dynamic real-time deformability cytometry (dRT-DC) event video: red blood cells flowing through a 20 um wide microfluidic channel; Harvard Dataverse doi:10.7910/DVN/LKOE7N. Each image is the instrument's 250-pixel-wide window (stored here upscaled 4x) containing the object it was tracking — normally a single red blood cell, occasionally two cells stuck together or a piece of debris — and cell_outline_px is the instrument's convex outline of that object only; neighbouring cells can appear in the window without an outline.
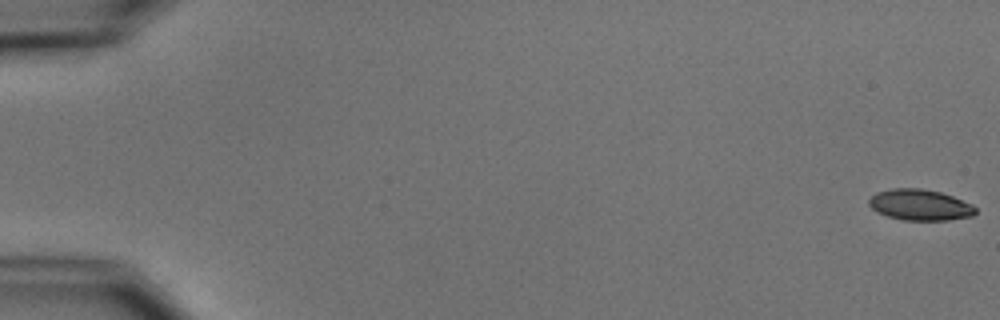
{"species": "common noctule bat (a hibernating species)", "species_latin": "Nyctalus noctula", "temperature_condition": "cold", "stored_images_in_passage": 8, "camera_frame_rate_fps": 3000, "um_per_image_px": 0.085, "animal": {"sex": "male", "body_mass_g": 15.6}, "frame": {"image": 1, "passage_image": 1, "time_ms": 0.0, "image_size_px": [1000, 320], "cell_outline_px": [[976, 212], [972, 216], [948, 220], [904, 220], [888, 216], [876, 212], [868, 204], [868, 200], [876, 192], [892, 188], [920, 188], [940, 192], [952, 196], [972, 204], [976, 208]], "centroid_in_image_um": [78.18, 17.41], "position_along_channel_um": 6.8, "area_um2": 19.25}}
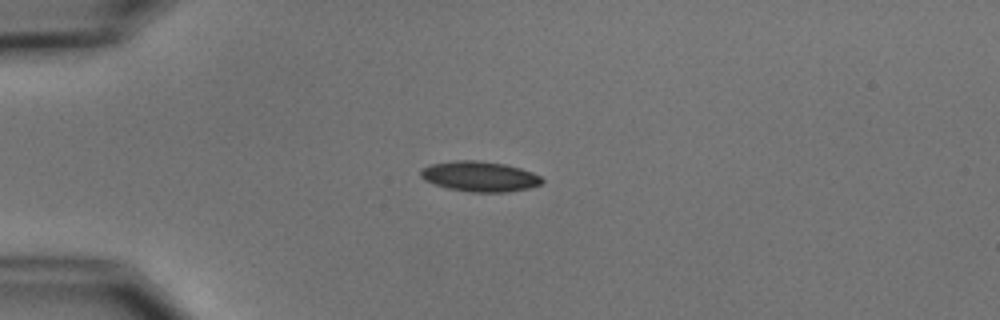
{"frame": {"image": 2, "passage_image": 5, "time_ms": 4.667, "image_size_px": [1000, 320], "cell_outline_px": [[544, 180], [540, 184], [528, 188], [504, 192], [468, 192], [448, 188], [424, 180], [420, 176], [420, 172], [428, 164], [456, 160], [480, 160], [504, 164], [520, 168], [532, 172], [540, 176]], "centroid_in_image_um": [40.76, 14.99], "position_along_channel_um": 44.2, "area_um2": 21.33}}